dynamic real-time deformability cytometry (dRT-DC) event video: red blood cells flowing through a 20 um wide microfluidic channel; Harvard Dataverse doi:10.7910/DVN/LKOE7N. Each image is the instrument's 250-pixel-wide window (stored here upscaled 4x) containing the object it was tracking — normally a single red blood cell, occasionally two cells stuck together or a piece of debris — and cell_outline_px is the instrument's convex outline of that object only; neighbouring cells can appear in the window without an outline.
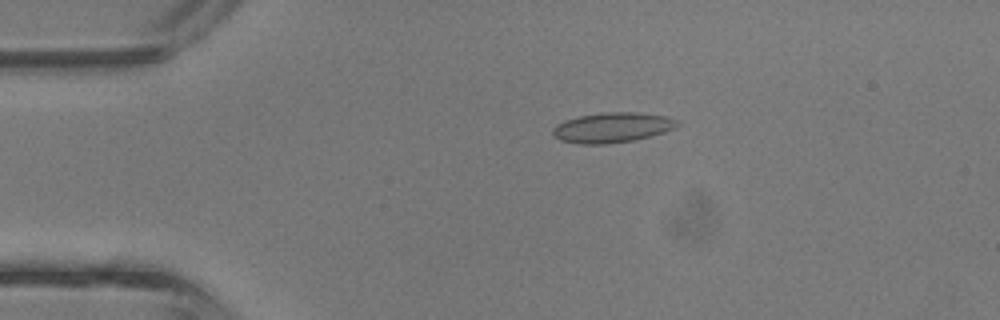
{"species": "common noctule bat (a hibernating species)", "species_latin": "Nyctalus noctula", "temperature_condition": "room temperature", "stored_images_in_passage": 33, "camera_frame_rate_fps": 3000, "um_per_image_px": 0.085, "animal": {"sex": "male", "body_mass_g": 13.3}, "frame": {"image": 1, "passage_image": 1, "time_ms": 0.0, "image_size_px": [1000, 320], "cell_outline_px": [[680, 124], [676, 128], [664, 132], [632, 140], [604, 144], [580, 144], [560, 140], [552, 132], [552, 128], [556, 124], [564, 120], [580, 116], [604, 112], [636, 112], [668, 116], [680, 120]], "centroid_in_image_um": [52.07, 10.82], "position_along_channel_um": 32.9, "area_um2": 21.85}}
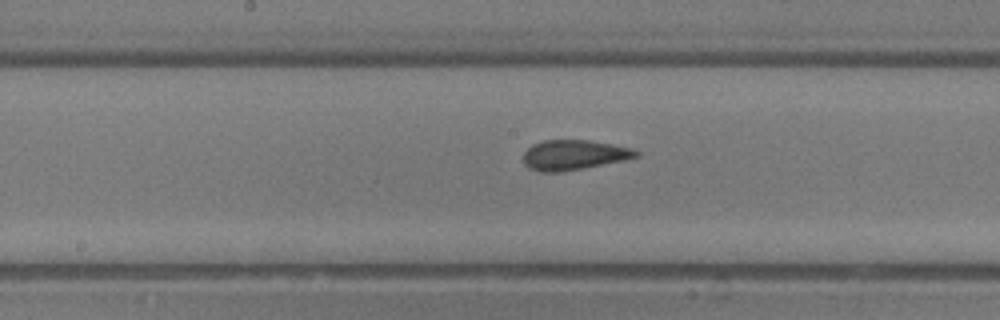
{"frame": {"image": 2, "passage_image": 14, "time_ms": 4.333, "image_size_px": [1000, 320], "cell_outline_px": [[640, 156], [624, 160], [584, 168], [560, 172], [540, 172], [528, 168], [524, 164], [524, 152], [532, 144], [544, 140], [588, 140], [612, 144], [632, 148], [640, 152]], "centroid_in_image_um": [48.78, 13.17], "position_along_channel_um": 199.4, "area_um2": 19.77}}
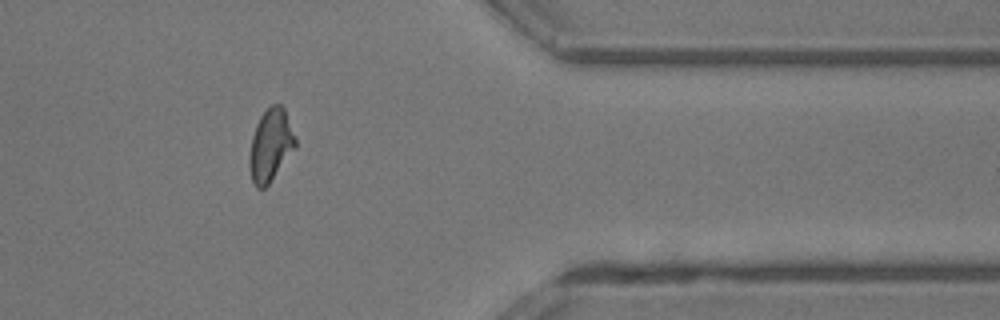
{"frame": {"image": 3, "passage_image": 27, "time_ms": 8.667, "image_size_px": [1000, 320], "cell_outline_px": [[296, 148], [268, 184], [264, 188], [256, 188], [252, 180], [248, 164], [248, 156], [252, 136], [256, 124], [260, 116], [272, 104], [280, 104], [284, 108], [296, 140]], "centroid_in_image_um": [22.98, 12.35], "position_along_channel_um": 388.4, "area_um2": 19.31}, "authors_computed_cell_mechanics": {"area_um2": 19.4208, "velocity_mm_per_s": 4.8319, "shape_relaxation_time_tau1_ms": 8.7073, "shape_relaxation_time_tau2_ms": 1.2414, "deformation_change_tau1": 0.1904, "deformation_change_tau2": 0.0532}}